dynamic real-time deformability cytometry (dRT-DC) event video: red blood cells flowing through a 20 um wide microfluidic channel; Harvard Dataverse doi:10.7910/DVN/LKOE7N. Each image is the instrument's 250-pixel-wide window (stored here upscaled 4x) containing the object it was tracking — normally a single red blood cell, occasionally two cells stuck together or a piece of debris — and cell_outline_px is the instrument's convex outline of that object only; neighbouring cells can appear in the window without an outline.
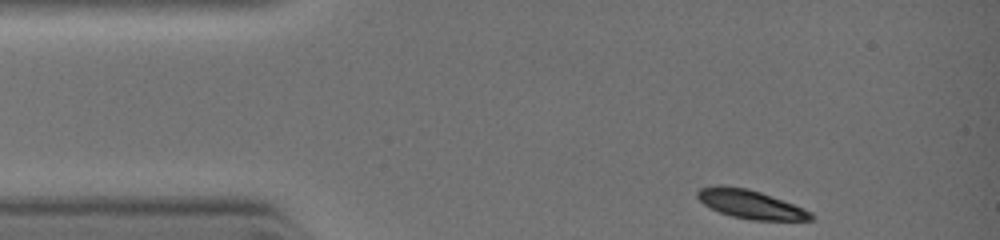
{"species": "common noctule bat (a hibernating species)", "species_latin": "Nyctalus noctula", "temperature_condition": "warm", "stored_images_in_passage": 28, "camera_frame_rate_fps": 3000, "um_per_image_px": 0.085, "animal": {"sex": "female", "body_mass_g": 19.0, "forearm_length_mm": 51.5}, "frame": {"image": 1, "passage_image": 1, "time_ms": 0.0, "image_size_px": [1000, 240], "cell_outline_px": [[816, 216], [812, 220], [752, 220], [732, 216], [720, 212], [704, 204], [696, 196], [696, 192], [700, 188], [716, 184], [724, 184], [748, 188], [772, 196], [804, 208], [812, 212]], "centroid_in_image_um": [63.79, 17.34], "position_along_channel_um": 21.2, "area_um2": 19.13}}
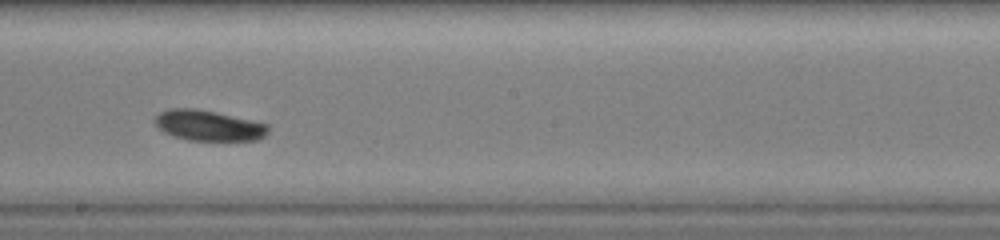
{"frame": {"image": 2, "passage_image": 15, "time_ms": 5.0, "image_size_px": [1000, 240], "cell_outline_px": [[268, 132], [264, 136], [256, 140], [188, 140], [164, 132], [152, 120], [160, 112], [172, 108], [196, 108], [216, 112], [268, 124]], "centroid_in_image_um": [17.72, 10.66], "position_along_channel_um": 230.5, "area_um2": 19.94}}
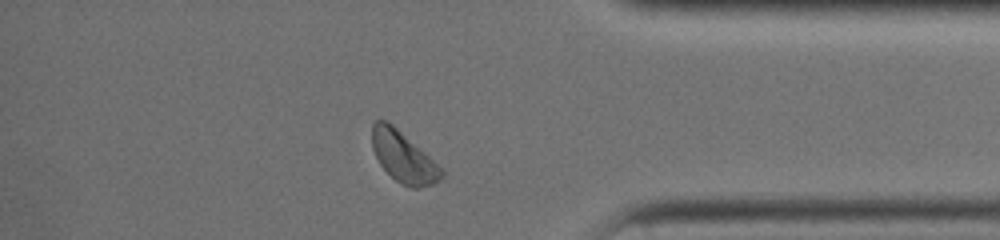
{"frame": {"image": 3, "passage_image": 25, "time_ms": 8.333, "image_size_px": [1000, 240], "cell_outline_px": [[444, 176], [432, 184], [416, 188], [412, 188], [400, 184], [380, 164], [372, 148], [372, 124], [376, 120], [384, 120], [392, 124], [424, 152], [444, 172]], "centroid_in_image_um": [34.26, 13.34], "position_along_channel_um": 400.9, "area_um2": 20.0}}